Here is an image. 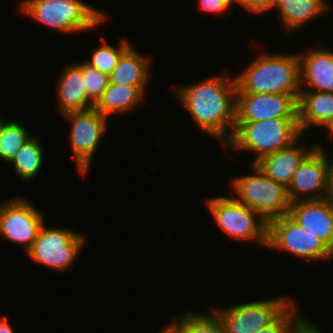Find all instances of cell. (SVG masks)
I'll use <instances>...</instances> for the list:
<instances>
[{
	"instance_id": "cell-23",
	"label": "cell",
	"mask_w": 333,
	"mask_h": 333,
	"mask_svg": "<svg viewBox=\"0 0 333 333\" xmlns=\"http://www.w3.org/2000/svg\"><path fill=\"white\" fill-rule=\"evenodd\" d=\"M174 317L165 324L174 333H224L222 321L212 307L205 313L191 311Z\"/></svg>"
},
{
	"instance_id": "cell-32",
	"label": "cell",
	"mask_w": 333,
	"mask_h": 333,
	"mask_svg": "<svg viewBox=\"0 0 333 333\" xmlns=\"http://www.w3.org/2000/svg\"><path fill=\"white\" fill-rule=\"evenodd\" d=\"M329 158V198L333 199V158Z\"/></svg>"
},
{
	"instance_id": "cell-10",
	"label": "cell",
	"mask_w": 333,
	"mask_h": 333,
	"mask_svg": "<svg viewBox=\"0 0 333 333\" xmlns=\"http://www.w3.org/2000/svg\"><path fill=\"white\" fill-rule=\"evenodd\" d=\"M292 301L291 296H277L212 309L219 315L224 333H255L272 322Z\"/></svg>"
},
{
	"instance_id": "cell-14",
	"label": "cell",
	"mask_w": 333,
	"mask_h": 333,
	"mask_svg": "<svg viewBox=\"0 0 333 333\" xmlns=\"http://www.w3.org/2000/svg\"><path fill=\"white\" fill-rule=\"evenodd\" d=\"M305 52L297 53L301 91L333 93V50L322 45Z\"/></svg>"
},
{
	"instance_id": "cell-30",
	"label": "cell",
	"mask_w": 333,
	"mask_h": 333,
	"mask_svg": "<svg viewBox=\"0 0 333 333\" xmlns=\"http://www.w3.org/2000/svg\"><path fill=\"white\" fill-rule=\"evenodd\" d=\"M322 328L302 315L291 327L288 333H322Z\"/></svg>"
},
{
	"instance_id": "cell-12",
	"label": "cell",
	"mask_w": 333,
	"mask_h": 333,
	"mask_svg": "<svg viewBox=\"0 0 333 333\" xmlns=\"http://www.w3.org/2000/svg\"><path fill=\"white\" fill-rule=\"evenodd\" d=\"M319 145L303 160L287 187L291 203L329 197V158Z\"/></svg>"
},
{
	"instance_id": "cell-5",
	"label": "cell",
	"mask_w": 333,
	"mask_h": 333,
	"mask_svg": "<svg viewBox=\"0 0 333 333\" xmlns=\"http://www.w3.org/2000/svg\"><path fill=\"white\" fill-rule=\"evenodd\" d=\"M250 166L253 174L231 178V196L267 222L289 214L291 201L287 187L268 177L256 163Z\"/></svg>"
},
{
	"instance_id": "cell-24",
	"label": "cell",
	"mask_w": 333,
	"mask_h": 333,
	"mask_svg": "<svg viewBox=\"0 0 333 333\" xmlns=\"http://www.w3.org/2000/svg\"><path fill=\"white\" fill-rule=\"evenodd\" d=\"M22 122L4 120L0 125V159L10 163L17 151L33 136Z\"/></svg>"
},
{
	"instance_id": "cell-16",
	"label": "cell",
	"mask_w": 333,
	"mask_h": 333,
	"mask_svg": "<svg viewBox=\"0 0 333 333\" xmlns=\"http://www.w3.org/2000/svg\"><path fill=\"white\" fill-rule=\"evenodd\" d=\"M304 137L306 136L302 135L291 146L262 157L256 164L268 177L288 187L300 164L319 145L317 143L307 147L306 142H304L305 145L301 144L305 141Z\"/></svg>"
},
{
	"instance_id": "cell-19",
	"label": "cell",
	"mask_w": 333,
	"mask_h": 333,
	"mask_svg": "<svg viewBox=\"0 0 333 333\" xmlns=\"http://www.w3.org/2000/svg\"><path fill=\"white\" fill-rule=\"evenodd\" d=\"M330 8L331 3L327 0H275L271 11H278L283 29L291 33L302 26L307 27L310 21L328 13Z\"/></svg>"
},
{
	"instance_id": "cell-20",
	"label": "cell",
	"mask_w": 333,
	"mask_h": 333,
	"mask_svg": "<svg viewBox=\"0 0 333 333\" xmlns=\"http://www.w3.org/2000/svg\"><path fill=\"white\" fill-rule=\"evenodd\" d=\"M135 45H131L120 57L115 69L109 75V82L138 86L145 94L152 74L150 68L152 58L138 52ZM151 70V71H150Z\"/></svg>"
},
{
	"instance_id": "cell-1",
	"label": "cell",
	"mask_w": 333,
	"mask_h": 333,
	"mask_svg": "<svg viewBox=\"0 0 333 333\" xmlns=\"http://www.w3.org/2000/svg\"><path fill=\"white\" fill-rule=\"evenodd\" d=\"M174 93L202 133L217 139L221 146L230 140L236 126L234 75L221 73L193 84L178 85Z\"/></svg>"
},
{
	"instance_id": "cell-31",
	"label": "cell",
	"mask_w": 333,
	"mask_h": 333,
	"mask_svg": "<svg viewBox=\"0 0 333 333\" xmlns=\"http://www.w3.org/2000/svg\"><path fill=\"white\" fill-rule=\"evenodd\" d=\"M0 333H15L7 316H0Z\"/></svg>"
},
{
	"instance_id": "cell-2",
	"label": "cell",
	"mask_w": 333,
	"mask_h": 333,
	"mask_svg": "<svg viewBox=\"0 0 333 333\" xmlns=\"http://www.w3.org/2000/svg\"><path fill=\"white\" fill-rule=\"evenodd\" d=\"M241 71L234 76L237 93L287 94L297 100L299 98L301 89L297 53L263 51Z\"/></svg>"
},
{
	"instance_id": "cell-11",
	"label": "cell",
	"mask_w": 333,
	"mask_h": 333,
	"mask_svg": "<svg viewBox=\"0 0 333 333\" xmlns=\"http://www.w3.org/2000/svg\"><path fill=\"white\" fill-rule=\"evenodd\" d=\"M44 217L28 198L11 197L0 203V238L21 245L26 253L46 222Z\"/></svg>"
},
{
	"instance_id": "cell-15",
	"label": "cell",
	"mask_w": 333,
	"mask_h": 333,
	"mask_svg": "<svg viewBox=\"0 0 333 333\" xmlns=\"http://www.w3.org/2000/svg\"><path fill=\"white\" fill-rule=\"evenodd\" d=\"M288 215L333 251V199L327 197L293 202Z\"/></svg>"
},
{
	"instance_id": "cell-13",
	"label": "cell",
	"mask_w": 333,
	"mask_h": 333,
	"mask_svg": "<svg viewBox=\"0 0 333 333\" xmlns=\"http://www.w3.org/2000/svg\"><path fill=\"white\" fill-rule=\"evenodd\" d=\"M272 118H298L293 95L237 93L236 121H262Z\"/></svg>"
},
{
	"instance_id": "cell-27",
	"label": "cell",
	"mask_w": 333,
	"mask_h": 333,
	"mask_svg": "<svg viewBox=\"0 0 333 333\" xmlns=\"http://www.w3.org/2000/svg\"><path fill=\"white\" fill-rule=\"evenodd\" d=\"M293 300L272 322L255 333H288L303 313Z\"/></svg>"
},
{
	"instance_id": "cell-3",
	"label": "cell",
	"mask_w": 333,
	"mask_h": 333,
	"mask_svg": "<svg viewBox=\"0 0 333 333\" xmlns=\"http://www.w3.org/2000/svg\"><path fill=\"white\" fill-rule=\"evenodd\" d=\"M18 9L22 16L67 35L96 30L108 21L107 12L83 0H23Z\"/></svg>"
},
{
	"instance_id": "cell-8",
	"label": "cell",
	"mask_w": 333,
	"mask_h": 333,
	"mask_svg": "<svg viewBox=\"0 0 333 333\" xmlns=\"http://www.w3.org/2000/svg\"><path fill=\"white\" fill-rule=\"evenodd\" d=\"M267 249L293 254L307 262L333 259V251L288 214L268 222Z\"/></svg>"
},
{
	"instance_id": "cell-29",
	"label": "cell",
	"mask_w": 333,
	"mask_h": 333,
	"mask_svg": "<svg viewBox=\"0 0 333 333\" xmlns=\"http://www.w3.org/2000/svg\"><path fill=\"white\" fill-rule=\"evenodd\" d=\"M198 7L201 11L215 15H223L232 11L233 0H198Z\"/></svg>"
},
{
	"instance_id": "cell-7",
	"label": "cell",
	"mask_w": 333,
	"mask_h": 333,
	"mask_svg": "<svg viewBox=\"0 0 333 333\" xmlns=\"http://www.w3.org/2000/svg\"><path fill=\"white\" fill-rule=\"evenodd\" d=\"M86 236L65 226H47L45 222L25 255L33 263L58 273L67 272L87 245Z\"/></svg>"
},
{
	"instance_id": "cell-17",
	"label": "cell",
	"mask_w": 333,
	"mask_h": 333,
	"mask_svg": "<svg viewBox=\"0 0 333 333\" xmlns=\"http://www.w3.org/2000/svg\"><path fill=\"white\" fill-rule=\"evenodd\" d=\"M61 71L57 79L55 91L57 110L62 115L93 108L94 104L88 99L83 77V61L72 63Z\"/></svg>"
},
{
	"instance_id": "cell-33",
	"label": "cell",
	"mask_w": 333,
	"mask_h": 333,
	"mask_svg": "<svg viewBox=\"0 0 333 333\" xmlns=\"http://www.w3.org/2000/svg\"><path fill=\"white\" fill-rule=\"evenodd\" d=\"M155 333H174L167 325L164 327H161L157 332Z\"/></svg>"
},
{
	"instance_id": "cell-21",
	"label": "cell",
	"mask_w": 333,
	"mask_h": 333,
	"mask_svg": "<svg viewBox=\"0 0 333 333\" xmlns=\"http://www.w3.org/2000/svg\"><path fill=\"white\" fill-rule=\"evenodd\" d=\"M145 97L147 94L138 86L109 82L94 108L102 115L111 118L112 115L136 111L137 106L144 103Z\"/></svg>"
},
{
	"instance_id": "cell-18",
	"label": "cell",
	"mask_w": 333,
	"mask_h": 333,
	"mask_svg": "<svg viewBox=\"0 0 333 333\" xmlns=\"http://www.w3.org/2000/svg\"><path fill=\"white\" fill-rule=\"evenodd\" d=\"M297 108L298 125L302 135H306V131L312 127H318V130L325 127L327 132L333 129L332 92L300 91Z\"/></svg>"
},
{
	"instance_id": "cell-25",
	"label": "cell",
	"mask_w": 333,
	"mask_h": 333,
	"mask_svg": "<svg viewBox=\"0 0 333 333\" xmlns=\"http://www.w3.org/2000/svg\"><path fill=\"white\" fill-rule=\"evenodd\" d=\"M101 45L96 46L91 51V55L88 60H83L89 66L96 68L101 73L107 74L108 76L115 69L121 55L132 45L128 39L120 40L118 47L105 42V38L101 37Z\"/></svg>"
},
{
	"instance_id": "cell-22",
	"label": "cell",
	"mask_w": 333,
	"mask_h": 333,
	"mask_svg": "<svg viewBox=\"0 0 333 333\" xmlns=\"http://www.w3.org/2000/svg\"><path fill=\"white\" fill-rule=\"evenodd\" d=\"M43 149L41 139L33 135L9 163L13 166L14 174L25 183L34 180L41 173L45 163Z\"/></svg>"
},
{
	"instance_id": "cell-28",
	"label": "cell",
	"mask_w": 333,
	"mask_h": 333,
	"mask_svg": "<svg viewBox=\"0 0 333 333\" xmlns=\"http://www.w3.org/2000/svg\"><path fill=\"white\" fill-rule=\"evenodd\" d=\"M275 0H233V5H239L243 10L255 15L271 12Z\"/></svg>"
},
{
	"instance_id": "cell-9",
	"label": "cell",
	"mask_w": 333,
	"mask_h": 333,
	"mask_svg": "<svg viewBox=\"0 0 333 333\" xmlns=\"http://www.w3.org/2000/svg\"><path fill=\"white\" fill-rule=\"evenodd\" d=\"M70 123L69 143L74 164L79 175L90 172L94 155L107 133L109 117L99 113L94 107L87 110L73 111L62 115ZM92 162V163H91ZM89 171V172H88Z\"/></svg>"
},
{
	"instance_id": "cell-34",
	"label": "cell",
	"mask_w": 333,
	"mask_h": 333,
	"mask_svg": "<svg viewBox=\"0 0 333 333\" xmlns=\"http://www.w3.org/2000/svg\"><path fill=\"white\" fill-rule=\"evenodd\" d=\"M3 117H1L0 115V125L4 122L5 119H2Z\"/></svg>"
},
{
	"instance_id": "cell-6",
	"label": "cell",
	"mask_w": 333,
	"mask_h": 333,
	"mask_svg": "<svg viewBox=\"0 0 333 333\" xmlns=\"http://www.w3.org/2000/svg\"><path fill=\"white\" fill-rule=\"evenodd\" d=\"M205 202L215 223L229 238L267 248L268 222L258 213L229 195L210 197Z\"/></svg>"
},
{
	"instance_id": "cell-26",
	"label": "cell",
	"mask_w": 333,
	"mask_h": 333,
	"mask_svg": "<svg viewBox=\"0 0 333 333\" xmlns=\"http://www.w3.org/2000/svg\"><path fill=\"white\" fill-rule=\"evenodd\" d=\"M83 77L88 99L95 105L109 83V76L83 61Z\"/></svg>"
},
{
	"instance_id": "cell-4",
	"label": "cell",
	"mask_w": 333,
	"mask_h": 333,
	"mask_svg": "<svg viewBox=\"0 0 333 333\" xmlns=\"http://www.w3.org/2000/svg\"><path fill=\"white\" fill-rule=\"evenodd\" d=\"M301 136L298 118L236 121L234 132L224 148L253 153L255 157L250 162L252 164L266 155L291 146Z\"/></svg>"
}]
</instances>
